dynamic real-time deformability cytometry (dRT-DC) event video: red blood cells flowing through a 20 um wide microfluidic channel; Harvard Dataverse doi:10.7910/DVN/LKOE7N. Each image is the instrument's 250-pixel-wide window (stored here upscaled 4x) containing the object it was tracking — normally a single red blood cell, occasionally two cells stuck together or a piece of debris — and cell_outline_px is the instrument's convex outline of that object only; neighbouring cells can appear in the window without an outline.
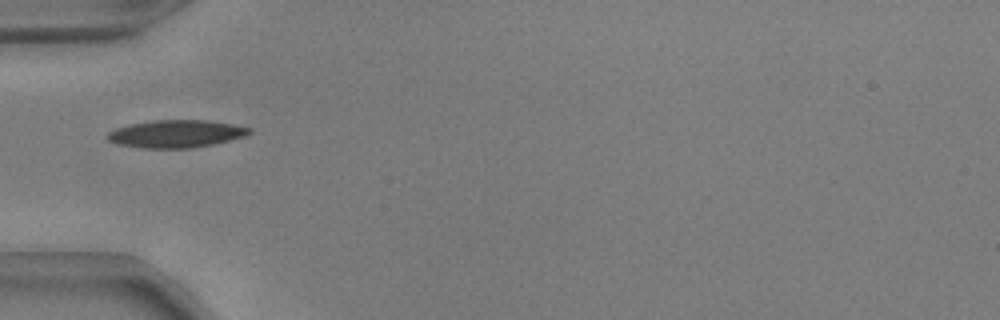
{"species": "common noctule bat (a hibernating species)", "species_latin": "Nyctalus noctula", "temperature_condition": "warm", "stored_images_in_passage": 36, "camera_frame_rate_fps": 3000, "um_per_image_px": 0.085, "animal": {"sex": "male", "body_mass_g": 17.9, "forearm_length_mm": 54.2}, "frame": {"image": 1, "passage_image": 1, "time_ms": 0.0, "image_size_px": [1000, 320], "cell_outline_px": [[252, 132], [244, 136], [212, 144], [188, 148], [140, 148], [116, 144], [108, 140], [104, 136], [108, 132], [116, 128], [132, 124], [156, 120], [208, 120], [232, 124], [252, 128]], "centroid_in_image_um": [14.93, 11.37], "position_along_channel_um": 70.1, "area_um2": 22.72}}
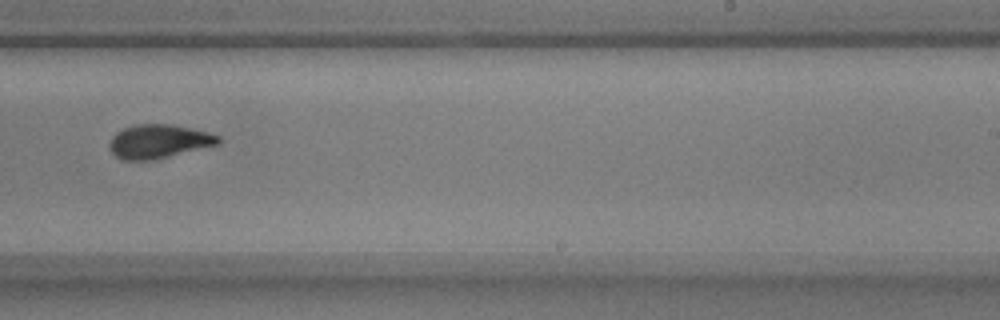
{"frame": {"image": 2, "passage_image": 17, "time_ms": 5.333, "image_size_px": [1000, 320], "cell_outline_px": [[220, 144], [152, 160], [124, 160], [116, 156], [108, 148], [108, 144], [112, 136], [116, 132], [124, 128], [136, 124], [168, 124], [208, 132], [220, 136]], "centroid_in_image_um": [13.46, 12.02], "position_along_channel_um": 275.5, "area_um2": 21.33}}
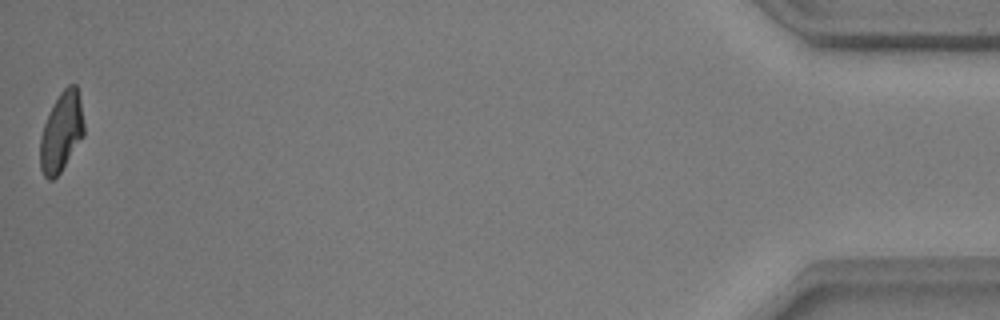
{"frame": {"image": 3, "passage_image": 36, "time_ms": 11.667, "image_size_px": [1000, 320], "cell_outline_px": [[84, 136], [60, 172], [52, 180], [48, 180], [44, 176], [40, 168], [40, 136], [44, 124], [60, 92], [68, 84], [76, 84], [80, 100], [84, 124]], "centroid_in_image_um": [5.22, 11.23], "position_along_channel_um": 430.0, "area_um2": 20.11}, "authors_computed_cell_mechanics": {"area_um2": 21.3571, "velocity_mm_per_s": 3.8492, "shape_relaxation_time_tau1_ms": 5.157, "shape_relaxation_time_tau2_ms": 1.3082, "deformation_change_tau1": 0.1859, "deformation_change_tau2": 0.0634}}